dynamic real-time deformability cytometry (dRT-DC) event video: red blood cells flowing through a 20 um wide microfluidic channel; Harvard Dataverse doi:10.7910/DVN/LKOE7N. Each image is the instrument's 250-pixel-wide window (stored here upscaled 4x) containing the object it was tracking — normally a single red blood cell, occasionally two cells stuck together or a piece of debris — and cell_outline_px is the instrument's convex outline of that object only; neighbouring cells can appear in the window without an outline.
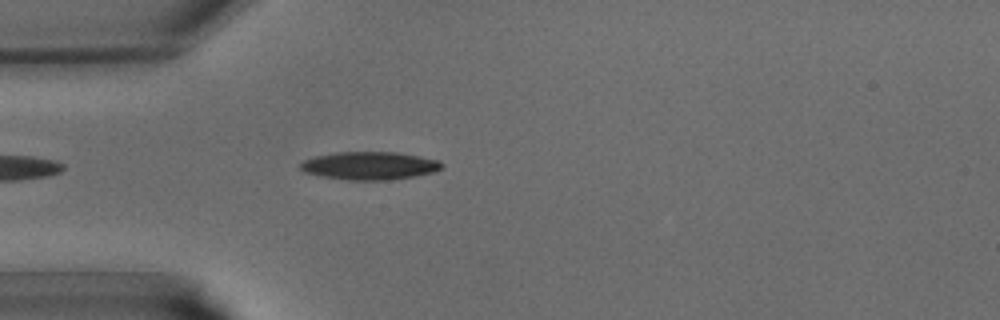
{"species": "common noctule bat (a hibernating species)", "species_latin": "Nyctalus noctula", "temperature_condition": "warm", "stored_images_in_passage": 5, "camera_frame_rate_fps": 3000, "um_per_image_px": 0.085, "animal": {"sex": "male", "body_mass_g": 15.6}, "frame": {"image": 1, "passage_image": 2, "time_ms": 0.333, "image_size_px": [1000, 320], "cell_outline_px": [[444, 168], [432, 172], [412, 176], [388, 180], [348, 180], [320, 176], [304, 172], [300, 168], [300, 164], [304, 160], [316, 156], [336, 152], [396, 152], [420, 156], [440, 160], [444, 164]], "centroid_in_image_um": [31.43, 14.08], "position_along_channel_um": 53.6, "area_um2": 23.06}}